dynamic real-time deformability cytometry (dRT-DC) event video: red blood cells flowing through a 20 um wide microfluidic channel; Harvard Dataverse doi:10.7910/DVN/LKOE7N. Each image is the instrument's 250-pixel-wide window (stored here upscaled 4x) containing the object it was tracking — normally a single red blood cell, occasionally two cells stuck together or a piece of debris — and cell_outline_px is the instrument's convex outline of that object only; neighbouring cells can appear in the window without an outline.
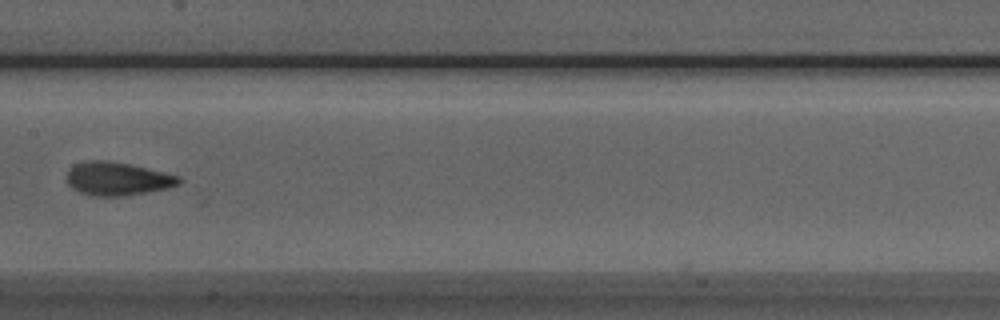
{"species": "Egyptian fruit bat (a non-hibernating species)", "species_latin": "Rousettus aegyptiacus", "temperature_condition": "room temperature", "stored_images_in_passage": 7, "segment_of_instrument_passage": [1, 2], "camera_frame_rate_fps": 3000, "um_per_image_px": 0.085, "animal": {"sex": "male"}, "frame": {"image": 1, "passage_image": 6, "time_ms": 5.667, "image_size_px": [1000, 320], "cell_outline_px": [[184, 180], [180, 184], [168, 188], [124, 196], [92, 196], [80, 192], [72, 188], [68, 184], [68, 168], [72, 164], [88, 160], [108, 160], [128, 164], [164, 172], [180, 176]], "centroid_in_image_um": [9.98, 15.19], "position_along_channel_um": 197.4, "area_um2": 21.91}}